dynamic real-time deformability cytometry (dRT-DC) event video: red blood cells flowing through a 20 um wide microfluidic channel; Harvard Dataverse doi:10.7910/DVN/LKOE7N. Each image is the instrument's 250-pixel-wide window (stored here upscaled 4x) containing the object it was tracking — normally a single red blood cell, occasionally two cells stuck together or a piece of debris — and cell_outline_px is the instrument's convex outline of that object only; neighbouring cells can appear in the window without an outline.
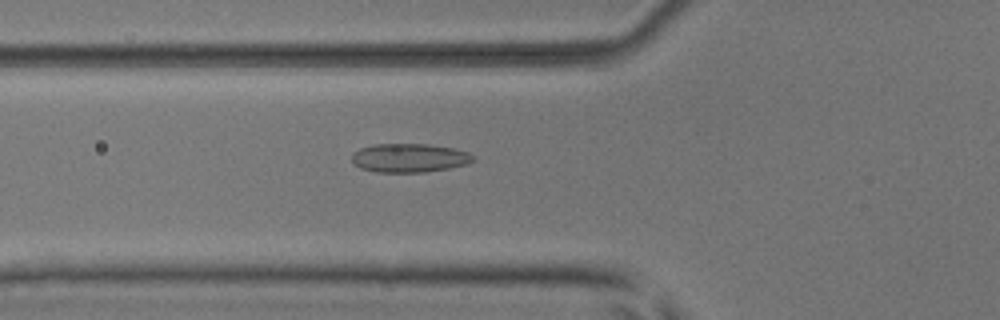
{"species": "common noctule bat (a hibernating species)", "species_latin": "Nyctalus noctula", "temperature_condition": "room temperature", "stored_images_in_passage": 48, "camera_frame_rate_fps": 3000, "um_per_image_px": 0.085, "animal": {"sex": "male", "body_mass_g": 17.9, "forearm_length_mm": 54.2}, "frame": {"image": 1, "passage_image": 19, "time_ms": 6.0, "image_size_px": [1000, 320], "cell_outline_px": [[472, 160], [468, 164], [448, 168], [424, 172], [376, 172], [360, 168], [352, 160], [352, 152], [360, 148], [372, 144], [428, 144], [452, 148], [468, 152], [472, 156]], "centroid_in_image_um": [34.75, 13.42], "position_along_channel_um": 91.1, "area_um2": 20.23}}
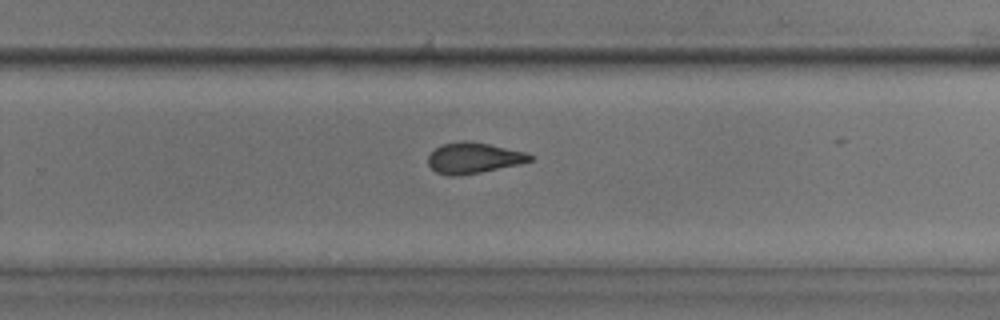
{"frame": {"image": 2, "passage_image": 34, "time_ms": 11.0, "image_size_px": [1000, 320], "cell_outline_px": [[532, 160], [520, 164], [480, 172], [456, 176], [448, 176], [436, 172], [428, 164], [428, 156], [440, 144], [464, 140], [488, 144], [524, 152], [532, 156]], "centroid_in_image_um": [40.21, 13.43], "position_along_channel_um": 289.6, "area_um2": 18.09}}
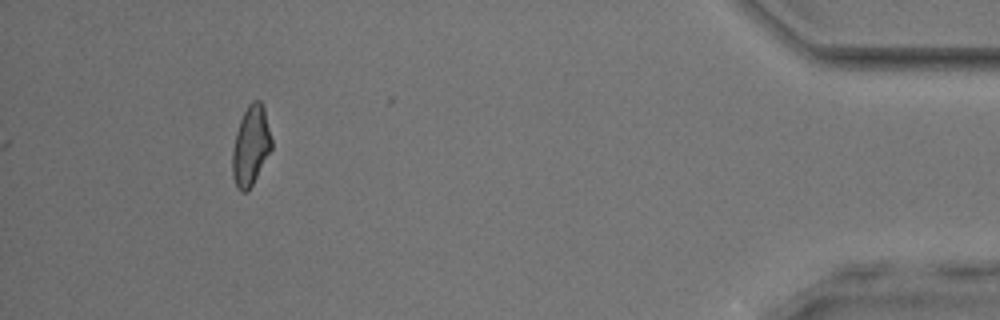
{"frame": {"image": 3, "passage_image": 48, "time_ms": 15.667, "image_size_px": [1000, 320], "cell_outline_px": [[272, 148], [252, 184], [244, 192], [240, 192], [236, 188], [232, 176], [232, 152], [236, 132], [240, 120], [248, 104], [252, 100], [260, 100], [264, 108], [272, 140]], "centroid_in_image_um": [21.3, 12.38], "position_along_channel_um": 413.9, "area_um2": 18.03}, "authors_computed_cell_mechanics": {"area_um2": 18.9295, "velocity_mm_per_s": 3.9763, "shape_relaxation_time_tau1_ms": null, "shape_relaxation_time_tau2_ms": 1.8945, "deformation_change_tau1": null, "deformation_change_tau2": 0.0788}}